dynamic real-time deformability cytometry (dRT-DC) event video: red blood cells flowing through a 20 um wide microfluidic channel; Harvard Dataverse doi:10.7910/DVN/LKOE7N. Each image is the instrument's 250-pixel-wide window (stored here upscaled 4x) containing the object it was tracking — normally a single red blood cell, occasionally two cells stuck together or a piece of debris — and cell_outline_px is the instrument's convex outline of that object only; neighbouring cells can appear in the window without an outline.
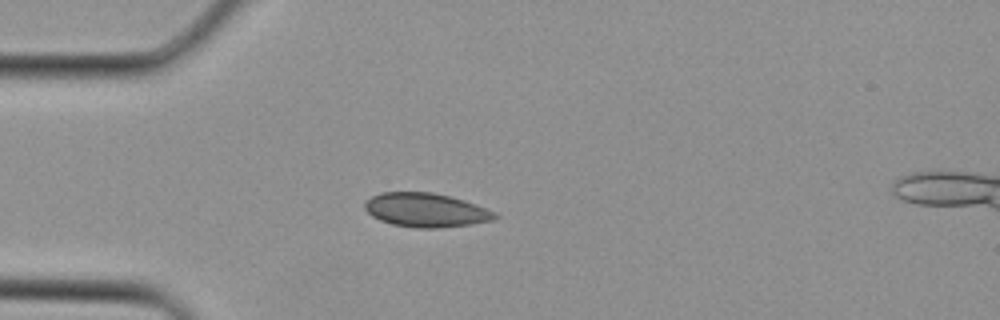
{"species": "Egyptian fruit bat (a non-hibernating species)", "species_latin": "Rousettus aegyptiacus", "temperature_condition": "cold", "stored_images_in_passage": 2, "camera_frame_rate_fps": 3000, "um_per_image_px": 0.085, "animal": {"sex": "female"}, "frame": {"image": 1, "passage_image": 2, "time_ms": 0.333, "image_size_px": [1000, 320], "cell_outline_px": [[500, 216], [492, 220], [472, 224], [440, 228], [416, 228], [392, 224], [380, 220], [372, 216], [364, 208], [364, 204], [372, 196], [380, 192], [432, 192], [464, 200], [496, 212]], "centroid_in_image_um": [36.21, 17.86], "position_along_channel_um": 48.8, "area_um2": 25.72}}